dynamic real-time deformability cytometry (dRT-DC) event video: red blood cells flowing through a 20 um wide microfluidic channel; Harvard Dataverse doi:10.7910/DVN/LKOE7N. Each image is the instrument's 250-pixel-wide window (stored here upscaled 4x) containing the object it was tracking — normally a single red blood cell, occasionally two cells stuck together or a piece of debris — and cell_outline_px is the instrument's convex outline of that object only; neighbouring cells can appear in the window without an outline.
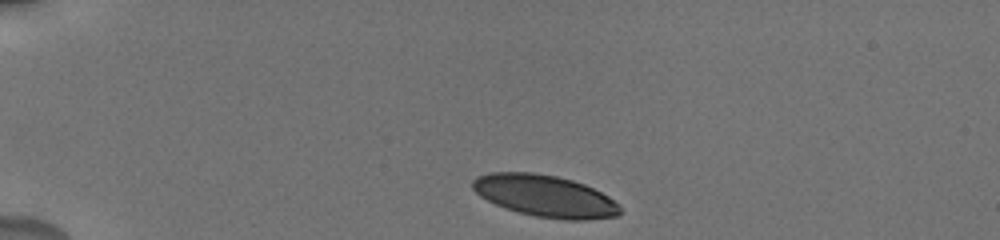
{"species": "human", "species_latin": "Homo sapiens", "temperature_condition": "cold", "stored_images_in_passage": 46, "camera_frame_rate_fps": 3000, "um_per_image_px": 0.085, "donor": {"sex": "male"}, "frame": {"image": 1, "passage_image": 1, "time_ms": 0.0, "image_size_px": [1000, 240], "cell_outline_px": [[620, 212], [616, 216], [588, 220], [568, 220], [536, 216], [504, 208], [480, 196], [472, 188], [472, 180], [476, 176], [492, 172], [532, 172], [556, 176], [572, 180], [584, 184], [608, 196], [620, 204]], "centroid_in_image_um": [46.32, 16.65], "position_along_channel_um": 38.7, "area_um2": 35.84}}
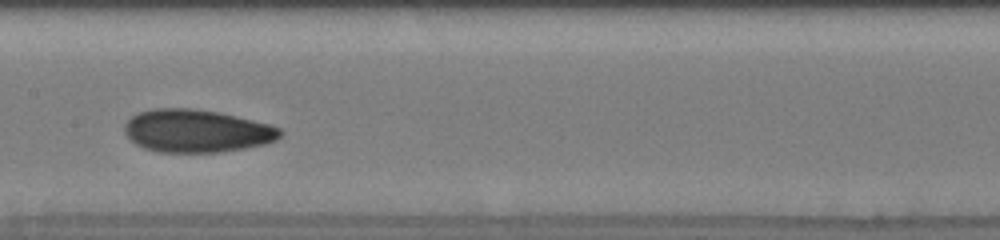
{"frame": {"image": 2, "passage_image": 12, "time_ms": 5.667, "image_size_px": [1000, 240], "cell_outline_px": [[284, 132], [276, 140], [264, 144], [244, 148], [220, 152], [160, 152], [144, 148], [136, 144], [124, 132], [124, 124], [136, 112], [152, 108], [192, 108], [220, 112], [268, 124], [280, 128]], "centroid_in_image_um": [16.69, 11.12], "position_along_channel_um": 190.7, "area_um2": 38.9}}
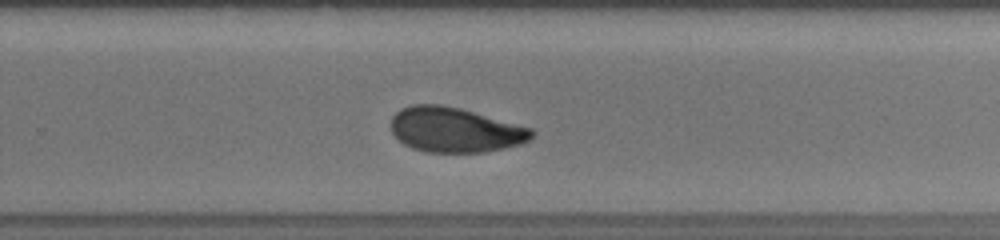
{"frame": {"image": 3, "passage_image": 24, "time_ms": 8.333, "image_size_px": [1000, 240], "cell_outline_px": [[536, 132], [528, 140], [520, 144], [504, 148], [484, 152], [428, 152], [412, 148], [404, 144], [392, 132], [392, 116], [400, 108], [412, 104], [440, 104], [460, 108], [532, 128]], "centroid_in_image_um": [38.67, 11.03], "position_along_channel_um": 291.1, "area_um2": 36.7}, "authors_computed_cell_mechanics": {"area_um2": 36.7319, "velocity_mm_per_s": 3.7868, "shape_relaxation_time_tau1_ms": 5.6555, "shape_relaxation_time_tau2_ms": 1.8112, "deformation_change_tau1": 0.1457, "deformation_change_tau2": 0.0712}}